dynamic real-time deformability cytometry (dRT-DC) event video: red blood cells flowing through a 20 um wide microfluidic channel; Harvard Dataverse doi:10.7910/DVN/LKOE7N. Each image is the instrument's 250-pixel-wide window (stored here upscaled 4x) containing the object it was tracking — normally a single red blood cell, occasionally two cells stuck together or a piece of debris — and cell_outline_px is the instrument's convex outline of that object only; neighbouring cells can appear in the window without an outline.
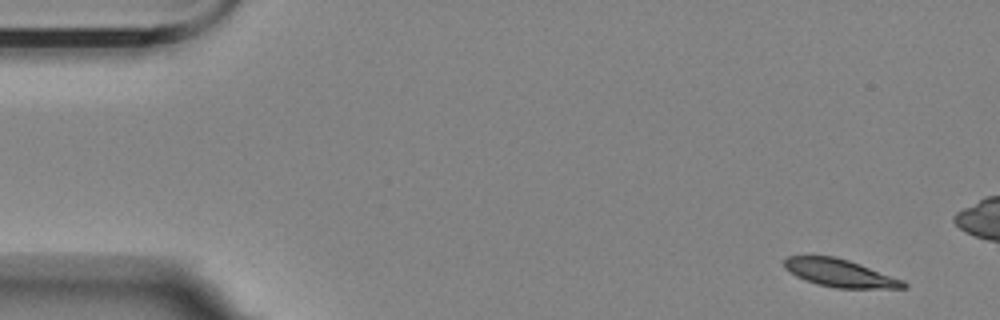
{"species": "Egyptian fruit bat (a non-hibernating species)", "species_latin": "Rousettus aegyptiacus", "temperature_condition": "room temperature", "stored_images_in_passage": 5, "camera_frame_rate_fps": 3000, "um_per_image_px": 0.085, "animal": {"sex": "female"}, "frame": {"image": 1, "passage_image": 1, "time_ms": 0.0, "image_size_px": [1000, 320], "cell_outline_px": [[908, 288], [836, 288], [816, 284], [804, 280], [796, 276], [784, 268], [784, 260], [788, 256], [832, 256], [848, 260], [860, 264], [904, 280], [908, 284]], "centroid_in_image_um": [71.4, 23.22], "position_along_channel_um": 13.6, "area_um2": 19.25}}